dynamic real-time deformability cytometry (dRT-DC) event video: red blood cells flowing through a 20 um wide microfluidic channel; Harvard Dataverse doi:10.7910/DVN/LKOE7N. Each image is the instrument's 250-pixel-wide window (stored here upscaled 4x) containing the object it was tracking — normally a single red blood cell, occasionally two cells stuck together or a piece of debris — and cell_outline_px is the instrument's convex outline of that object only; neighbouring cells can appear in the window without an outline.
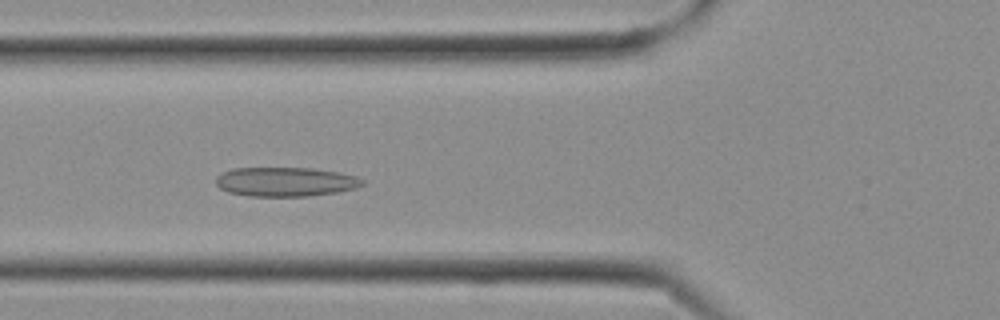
{"species": "Egyptian fruit bat (a non-hibernating species)", "species_latin": "Rousettus aegyptiacus", "temperature_condition": "cold", "stored_images_in_passage": 12, "camera_frame_rate_fps": 3000, "um_per_image_px": 0.085, "frame": {"image": 1, "passage_image": 7, "time_ms": 2.0, "image_size_px": [1000, 320], "cell_outline_px": [[364, 184], [356, 188], [336, 192], [308, 196], [248, 196], [228, 192], [220, 188], [216, 184], [216, 176], [232, 168], [312, 168], [340, 172], [356, 176], [364, 180]], "centroid_in_image_um": [24.27, 15.45], "position_along_channel_um": 101.5, "area_um2": 25.03}}
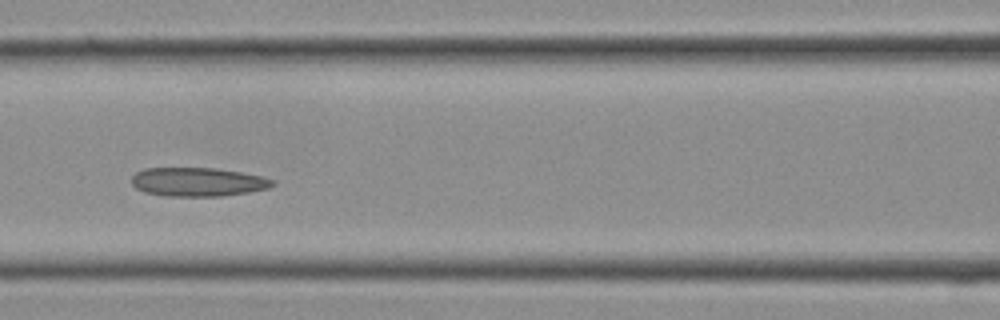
{"frame": {"image": 2, "passage_image": 9, "time_ms": 2.667, "image_size_px": [1000, 320], "cell_outline_px": [[276, 184], [268, 188], [248, 192], [220, 196], [168, 196], [144, 192], [136, 188], [132, 184], [132, 176], [136, 172], [144, 168], [216, 168], [240, 172], [260, 176], [276, 180]], "centroid_in_image_um": [16.81, 15.46], "position_along_channel_um": 149.8, "area_um2": 23.64}}
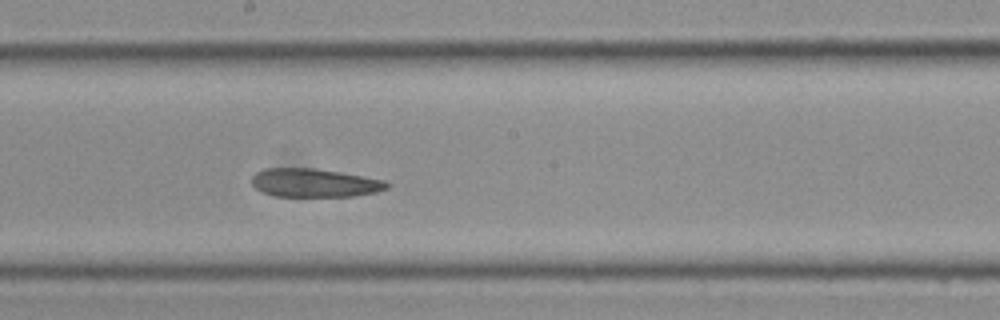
{"frame": {"image": 3, "passage_image": 12, "time_ms": 3.667, "image_size_px": [1000, 320], "cell_outline_px": [[392, 184], [388, 188], [376, 192], [352, 196], [276, 196], [264, 192], [256, 188], [252, 184], [252, 176], [256, 172], [264, 168], [312, 168], [340, 172], [384, 180]], "centroid_in_image_um": [26.74, 15.54], "position_along_channel_um": 221.5, "area_um2": 22.31}}